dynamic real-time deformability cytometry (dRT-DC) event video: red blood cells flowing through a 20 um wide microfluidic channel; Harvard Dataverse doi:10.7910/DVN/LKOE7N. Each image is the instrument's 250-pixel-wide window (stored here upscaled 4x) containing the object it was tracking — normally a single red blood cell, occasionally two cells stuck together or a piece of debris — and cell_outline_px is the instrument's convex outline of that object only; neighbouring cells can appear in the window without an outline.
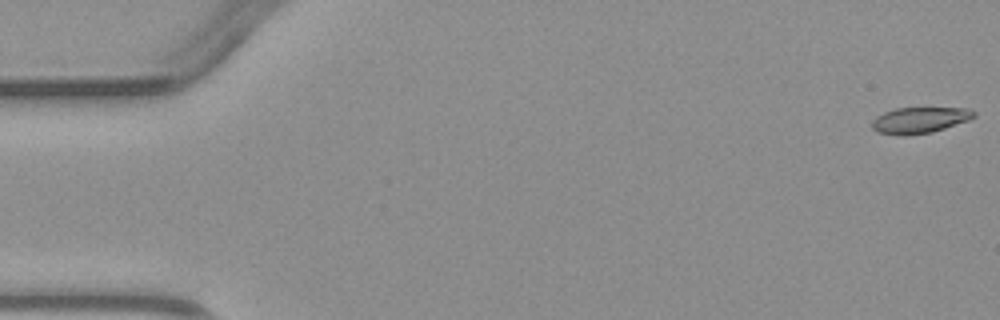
{"species": "common noctule bat (a hibernating species)", "species_latin": "Nyctalus noctula", "temperature_condition": "warm", "stored_images_in_passage": 4, "camera_frame_rate_fps": 3000, "um_per_image_px": 0.085, "animal": {"sex": "male", "body_mass_g": 23.1, "forearm_length_mm": 52.7}, "frame": {"image": 1, "passage_image": 1, "time_ms": 0.0, "image_size_px": [1000, 320], "cell_outline_px": [[976, 116], [968, 120], [932, 132], [904, 136], [876, 132], [872, 128], [872, 120], [876, 116], [884, 112], [896, 108], [968, 108], [976, 112]], "centroid_in_image_um": [78.15, 10.21], "position_along_channel_um": 6.9, "area_um2": 15.49}}
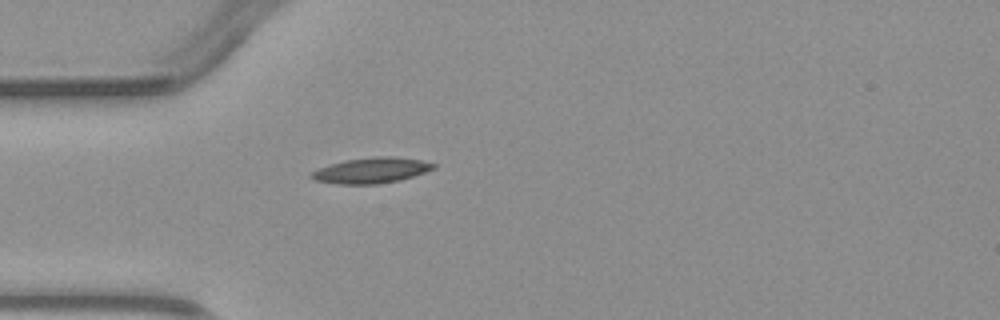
{"frame": {"image": 2, "passage_image": 4, "time_ms": 4.333, "image_size_px": [1000, 320], "cell_outline_px": [[436, 168], [400, 180], [376, 184], [336, 184], [316, 180], [308, 176], [312, 172], [320, 168], [344, 160], [376, 156], [392, 156], [420, 160], [436, 164]], "centroid_in_image_um": [31.56, 14.48], "position_along_channel_um": 53.4, "area_um2": 18.03}}